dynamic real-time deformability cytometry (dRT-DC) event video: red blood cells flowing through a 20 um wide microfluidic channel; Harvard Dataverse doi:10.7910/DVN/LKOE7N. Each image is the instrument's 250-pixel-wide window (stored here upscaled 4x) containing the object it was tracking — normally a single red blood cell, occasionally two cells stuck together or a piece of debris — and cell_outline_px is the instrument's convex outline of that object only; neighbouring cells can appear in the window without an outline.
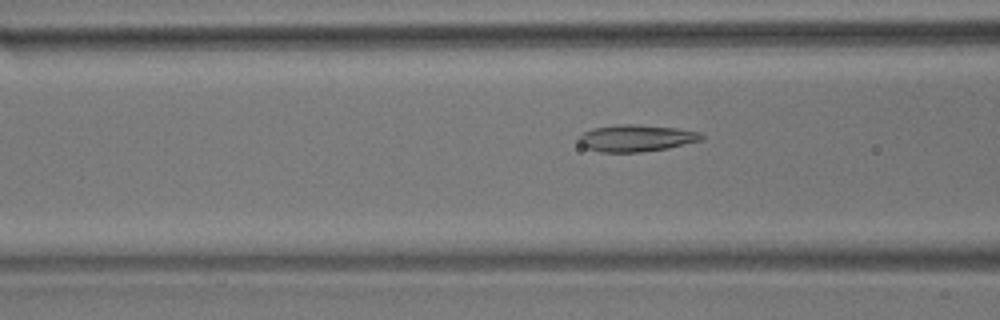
{"species": "common noctule bat (a hibernating species)", "species_latin": "Nyctalus noctula", "temperature_condition": "room temperature", "stored_images_in_passage": 53, "camera_frame_rate_fps": 3000, "um_per_image_px": 0.085, "animal": {"sex": "male", "body_mass_g": 17.9}, "frame": {"image": 1, "passage_image": 18, "time_ms": 5.667, "image_size_px": [1000, 320], "cell_outline_px": [[704, 140], [668, 148], [640, 152], [600, 152], [588, 148], [580, 144], [576, 140], [576, 136], [592, 128], [616, 124], [632, 124], [676, 128], [700, 132], [704, 136]], "centroid_in_image_um": [54.05, 11.74], "position_along_channel_um": 112.5, "area_um2": 19.36}}
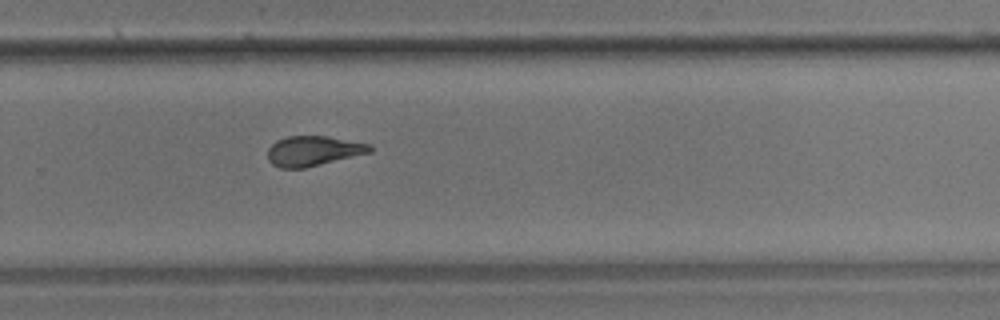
{"frame": {"image": 2, "passage_image": 34, "time_ms": 11.0, "image_size_px": [1000, 320], "cell_outline_px": [[372, 152], [304, 168], [280, 168], [272, 164], [268, 160], [268, 148], [276, 140], [288, 136], [328, 136], [372, 144]], "centroid_in_image_um": [26.63, 12.82], "position_along_channel_um": 303.2, "area_um2": 17.92}}
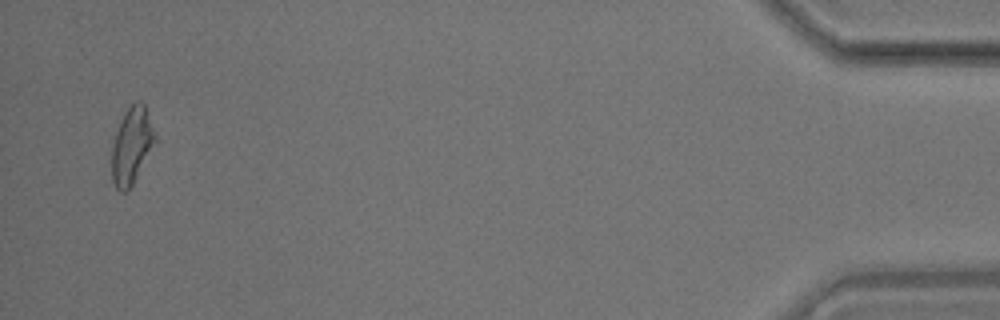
{"frame": {"image": 3, "passage_image": 51, "time_ms": 16.667, "image_size_px": [1000, 320], "cell_outline_px": [[156, 140], [132, 184], [124, 192], [120, 192], [116, 188], [112, 180], [112, 144], [116, 132], [124, 112], [136, 100], [140, 100], [144, 104], [156, 136]], "centroid_in_image_um": [11.17, 12.35], "position_along_channel_um": 424.0, "area_um2": 18.84}, "authors_computed_cell_mechanics": {"area_um2": 18.8428, "velocity_mm_per_s": 3.5811, "shape_relaxation_time_tau1_ms": 5.1027, "shape_relaxation_time_tau2_ms": 2.0242, "deformation_change_tau1": 0.1582, "deformation_change_tau2": 0.0848}}